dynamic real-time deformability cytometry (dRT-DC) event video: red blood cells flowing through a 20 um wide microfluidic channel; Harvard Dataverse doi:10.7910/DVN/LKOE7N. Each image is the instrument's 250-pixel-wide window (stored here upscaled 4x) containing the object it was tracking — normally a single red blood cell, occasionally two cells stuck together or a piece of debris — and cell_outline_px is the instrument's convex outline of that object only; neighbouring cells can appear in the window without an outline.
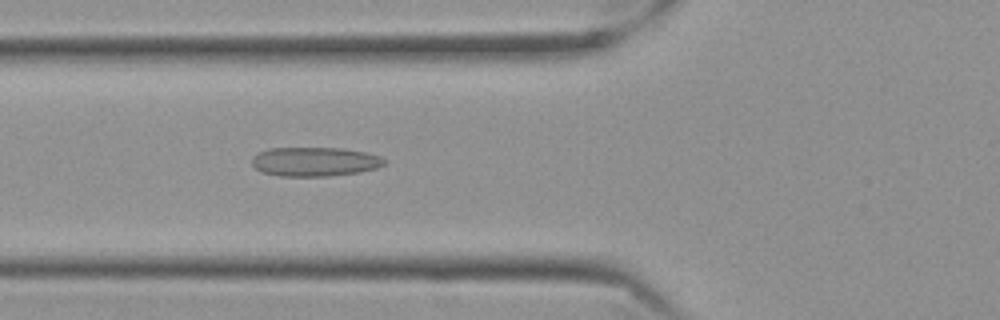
{"species": "Egyptian fruit bat (a non-hibernating species)", "species_latin": "Rousettus aegyptiacus", "temperature_condition": "cold", "stored_images_in_passage": 57, "camera_frame_rate_fps": 3000, "um_per_image_px": 0.085, "frame": {"image": 1, "passage_image": 21, "time_ms": 6.667, "image_size_px": [1000, 320], "cell_outline_px": [[384, 164], [376, 168], [360, 172], [328, 176], [280, 176], [264, 172], [256, 168], [252, 164], [252, 156], [268, 148], [344, 148], [364, 152], [380, 156], [384, 160]], "centroid_in_image_um": [26.74, 13.74], "position_along_channel_um": 99.1, "area_um2": 22.37}}
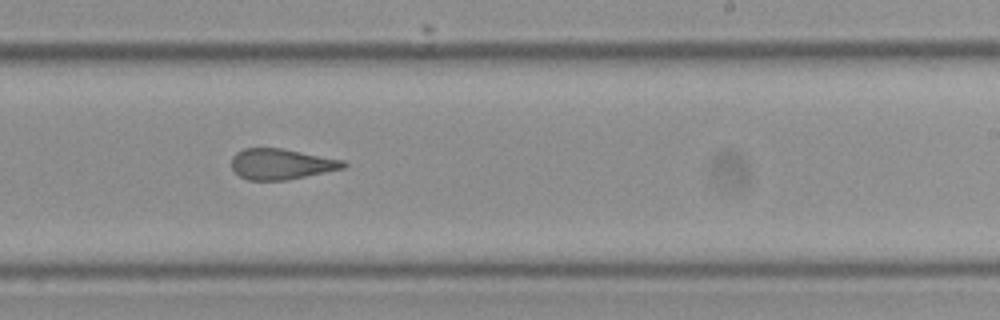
{"frame": {"image": 2, "passage_image": 35, "time_ms": 11.333, "image_size_px": [1000, 320], "cell_outline_px": [[348, 164], [344, 168], [288, 180], [248, 180], [240, 176], [232, 168], [232, 156], [236, 152], [244, 148], [280, 148], [344, 160]], "centroid_in_image_um": [23.9, 13.94], "position_along_channel_um": 265.1, "area_um2": 19.94}}
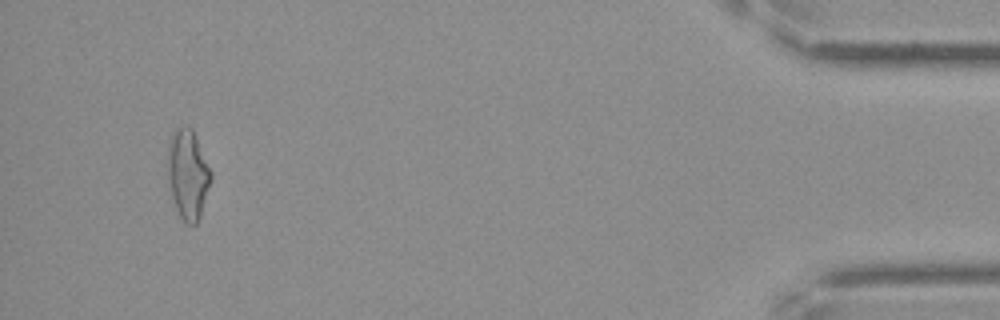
{"frame": {"image": 3, "passage_image": 54, "time_ms": 17.667, "image_size_px": [1000, 320], "cell_outline_px": [[212, 180], [200, 216], [196, 224], [184, 224], [176, 208], [172, 196], [168, 176], [168, 140], [172, 132], [180, 124], [188, 124], [192, 128], [212, 172]], "centroid_in_image_um": [15.97, 14.76], "position_along_channel_um": 419.2, "area_um2": 22.83}, "authors_computed_cell_mechanics": {"area_um2": 21.6172, "velocity_mm_per_s": 3.5384, "shape_relaxation_time_tau1_ms": null, "shape_relaxation_time_tau2_ms": 2.4602, "deformation_change_tau1": null, "deformation_change_tau2": 0.1246}}